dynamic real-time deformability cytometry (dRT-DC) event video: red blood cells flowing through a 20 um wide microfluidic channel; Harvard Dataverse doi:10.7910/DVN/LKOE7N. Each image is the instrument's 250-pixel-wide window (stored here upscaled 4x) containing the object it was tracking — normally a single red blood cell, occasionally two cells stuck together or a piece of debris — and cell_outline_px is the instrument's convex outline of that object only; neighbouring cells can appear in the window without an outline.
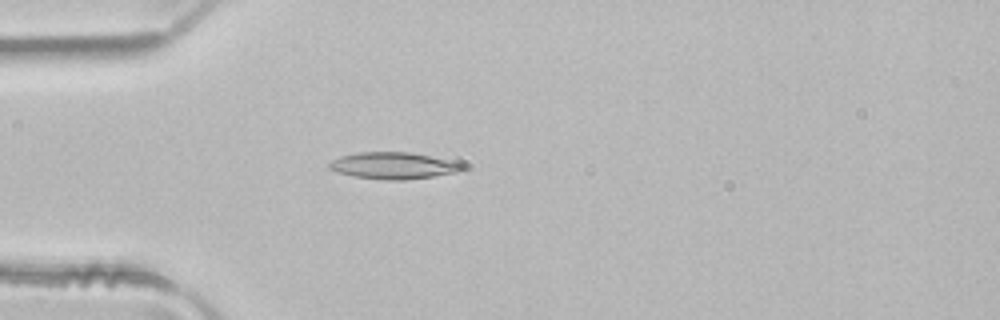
{"species": "common noctule bat (a hibernating species)", "species_latin": "Nyctalus noctula", "temperature_condition": "room temperature", "stored_images_in_passage": 2, "camera_frame_rate_fps": 3000, "um_per_image_px": 0.085, "animal": {"sex": "male", "body_mass_g": 21.5, "forearm_length_mm": 52.0}, "frame": {"image": 1, "passage_image": 2, "time_ms": 0.333, "image_size_px": [1000, 320], "cell_outline_px": [[464, 168], [460, 172], [404, 180], [384, 180], [352, 176], [336, 172], [328, 168], [328, 164], [332, 160], [340, 156], [356, 152], [408, 152], [448, 160], [464, 164]], "centroid_in_image_um": [33.39, 14.08], "position_along_channel_um": 51.6, "area_um2": 20.69}}